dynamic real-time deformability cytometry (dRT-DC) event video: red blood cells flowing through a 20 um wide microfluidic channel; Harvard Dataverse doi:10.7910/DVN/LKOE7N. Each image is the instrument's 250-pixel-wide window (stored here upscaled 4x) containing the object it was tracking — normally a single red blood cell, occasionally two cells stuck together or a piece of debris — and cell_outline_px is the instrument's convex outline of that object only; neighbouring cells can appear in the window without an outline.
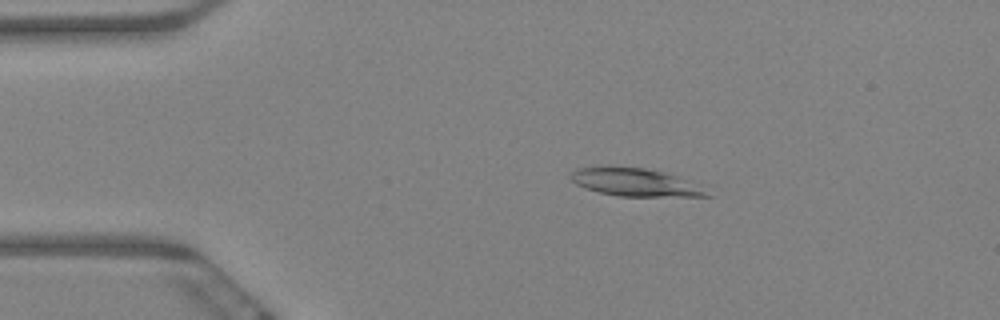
{"species": "Egyptian fruit bat (a non-hibernating species)", "species_latin": "Rousettus aegyptiacus", "temperature_condition": "warm", "stored_images_in_passage": 60, "camera_frame_rate_fps": 3000, "um_per_image_px": 0.085, "animal": {"sex": "female"}, "frame": {"image": 1, "passage_image": 12, "time_ms": 3.667, "image_size_px": [1000, 320], "cell_outline_px": [[712, 196], [620, 196], [600, 192], [576, 184], [572, 180], [572, 172], [580, 168], [644, 168], [660, 172], [672, 176]], "centroid_in_image_um": [53.85, 15.52], "position_along_channel_um": 31.2, "area_um2": 20.17}}
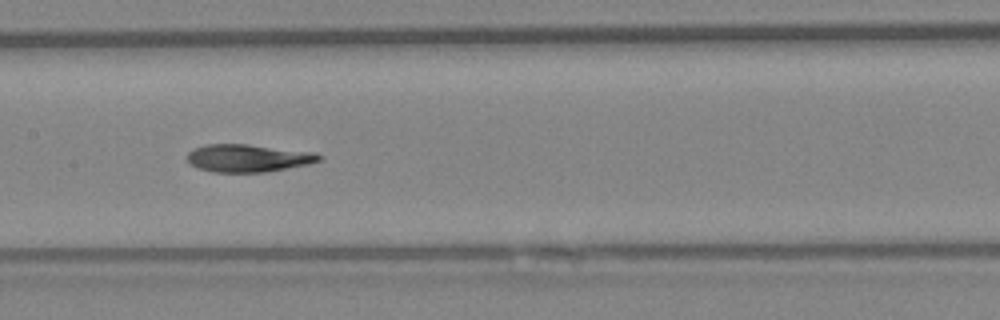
{"frame": {"image": 2, "passage_image": 30, "time_ms": 9.667, "image_size_px": [1000, 320], "cell_outline_px": [[324, 156], [320, 160], [308, 164], [264, 172], [212, 172], [188, 164], [184, 156], [192, 148], [208, 144], [248, 144], [316, 152]], "centroid_in_image_um": [21.05, 13.43], "position_along_channel_um": 186.4, "area_um2": 21.5}}
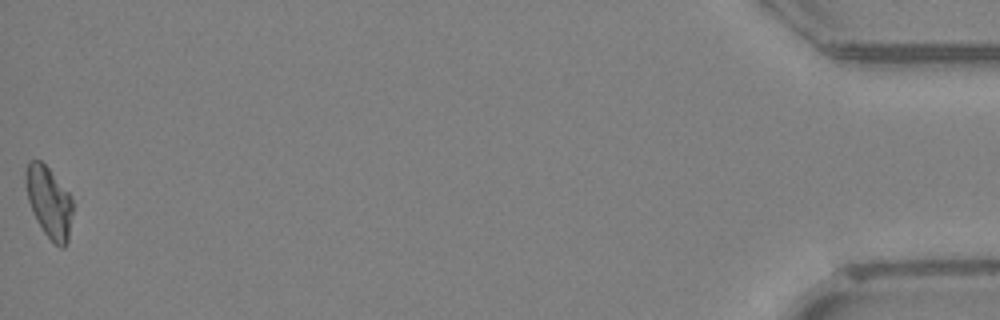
{"frame": {"image": 3, "passage_image": 60, "time_ms": 19.667, "image_size_px": [1000, 320], "cell_outline_px": [[72, 212], [68, 240], [64, 248], [60, 248], [44, 232], [36, 220], [32, 212], [28, 200], [24, 184], [24, 172], [28, 160], [40, 160], [48, 168], [72, 196]], "centroid_in_image_um": [4.14, 17.15], "position_along_channel_um": 431.1, "area_um2": 19.59}, "authors_computed_cell_mechanics": {"area_um2": 21.2704, "velocity_mm_per_s": 3.4442, "shape_relaxation_time_tau1_ms": 10.0245, "shape_relaxation_time_tau2_ms": 2.6172, "deformation_change_tau1": 0.2634, "deformation_change_tau2": 0.0807}}